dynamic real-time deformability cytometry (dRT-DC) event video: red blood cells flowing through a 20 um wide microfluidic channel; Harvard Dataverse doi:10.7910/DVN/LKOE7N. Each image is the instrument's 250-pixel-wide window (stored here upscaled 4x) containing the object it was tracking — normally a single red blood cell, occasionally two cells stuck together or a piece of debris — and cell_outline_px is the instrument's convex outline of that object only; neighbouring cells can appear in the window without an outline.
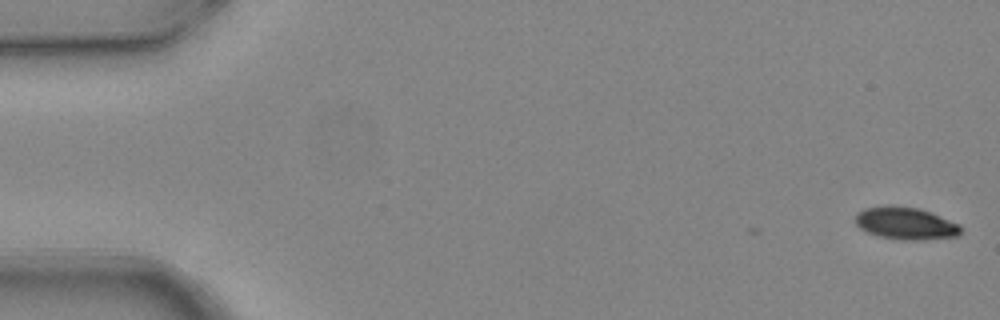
{"species": "common noctule bat (a hibernating species)", "species_latin": "Nyctalus noctula", "temperature_condition": "warm", "stored_images_in_passage": 2, "camera_frame_rate_fps": 3000, "um_per_image_px": 0.085, "animal": {"sex": "female", "body_mass_g": 24.6, "forearm_length_mm": 56.2}, "frame": {"image": 1, "passage_image": 2, "time_ms": 0.333, "image_size_px": [1000, 320], "cell_outline_px": [[960, 236], [916, 240], [904, 240], [880, 236], [868, 232], [860, 228], [856, 224], [856, 212], [864, 208], [920, 208], [960, 224]], "centroid_in_image_um": [77.02, 19.02], "position_along_channel_um": 8.0, "area_um2": 19.13}}